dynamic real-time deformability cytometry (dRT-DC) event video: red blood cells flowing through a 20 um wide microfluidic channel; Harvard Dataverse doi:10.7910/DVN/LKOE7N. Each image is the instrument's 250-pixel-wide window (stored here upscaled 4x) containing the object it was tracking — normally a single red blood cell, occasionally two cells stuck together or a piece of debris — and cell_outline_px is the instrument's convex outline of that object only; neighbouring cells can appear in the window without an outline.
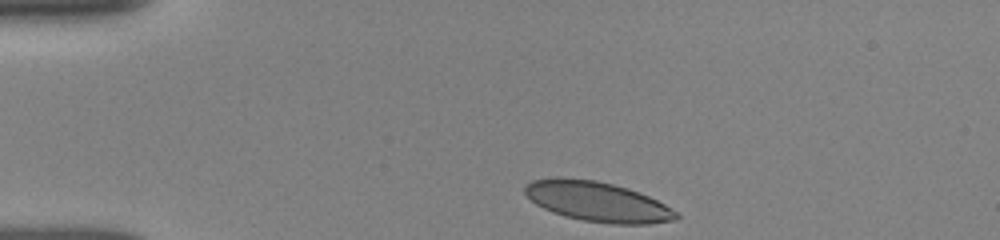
{"species": "human", "species_latin": "Homo sapiens", "temperature_condition": "room temperature", "stored_images_in_passage": 13, "camera_frame_rate_fps": 3000, "um_per_image_px": 0.085, "donor": {"sex": "female"}, "frame": {"image": 1, "passage_image": 1, "time_ms": 0.0, "image_size_px": [1000, 240], "cell_outline_px": [[680, 216], [676, 220], [648, 224], [612, 224], [584, 220], [564, 216], [552, 212], [536, 204], [524, 192], [524, 188], [532, 180], [560, 176], [596, 180], [628, 188], [640, 192], [672, 208]], "centroid_in_image_um": [50.79, 17.13], "position_along_channel_um": 34.2, "area_um2": 35.2}}
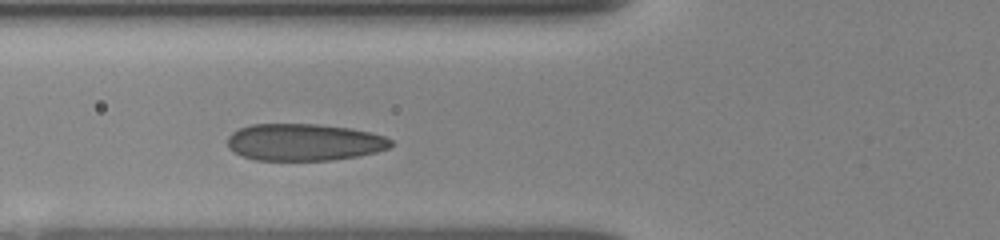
{"frame": {"image": 2, "passage_image": 10, "time_ms": 3.0, "image_size_px": [1000, 240], "cell_outline_px": [[392, 144], [388, 148], [376, 152], [360, 156], [328, 160], [256, 160], [232, 152], [228, 148], [228, 136], [232, 132], [240, 128], [252, 124], [316, 124], [352, 128], [384, 136], [392, 140]], "centroid_in_image_um": [25.84, 12.09], "position_along_channel_um": 100.0, "area_um2": 35.26}}
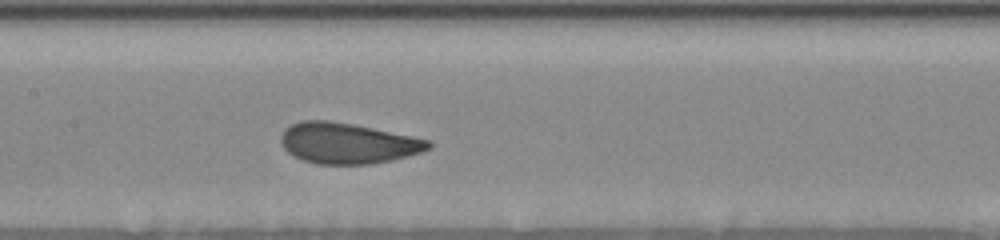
{"frame": {"image": 3, "passage_image": 13, "time_ms": 5.0, "image_size_px": [1000, 240], "cell_outline_px": [[432, 148], [408, 156], [392, 160], [372, 164], [316, 164], [292, 156], [280, 144], [280, 136], [284, 128], [292, 124], [304, 120], [328, 120], [352, 124], [432, 140]], "centroid_in_image_um": [29.54, 12.18], "position_along_channel_um": 177.9, "area_um2": 35.2}}